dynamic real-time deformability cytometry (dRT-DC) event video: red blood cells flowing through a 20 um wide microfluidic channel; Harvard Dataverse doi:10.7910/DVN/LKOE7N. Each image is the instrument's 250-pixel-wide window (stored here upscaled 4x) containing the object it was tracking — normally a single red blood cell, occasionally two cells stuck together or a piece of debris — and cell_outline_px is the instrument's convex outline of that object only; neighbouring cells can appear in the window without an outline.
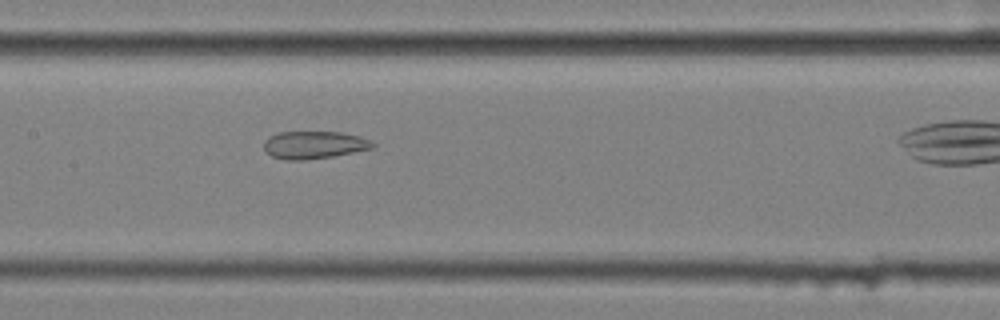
{"species": "common noctule bat (a hibernating species)", "species_latin": "Nyctalus noctula", "temperature_condition": "cold", "stored_images_in_passage": 32, "camera_frame_rate_fps": 3000, "um_per_image_px": 0.085, "animal": {"sex": "female", "body_mass_g": 25.1}, "frame": {"image": 1, "passage_image": 14, "time_ms": 4.333, "image_size_px": [1000, 320], "cell_outline_px": [[376, 148], [332, 156], [304, 160], [284, 160], [272, 156], [264, 148], [264, 140], [268, 136], [276, 132], [340, 132], [360, 136], [372, 140], [376, 144]], "centroid_in_image_um": [26.72, 12.31], "position_along_channel_um": 180.7, "area_um2": 17.69}}
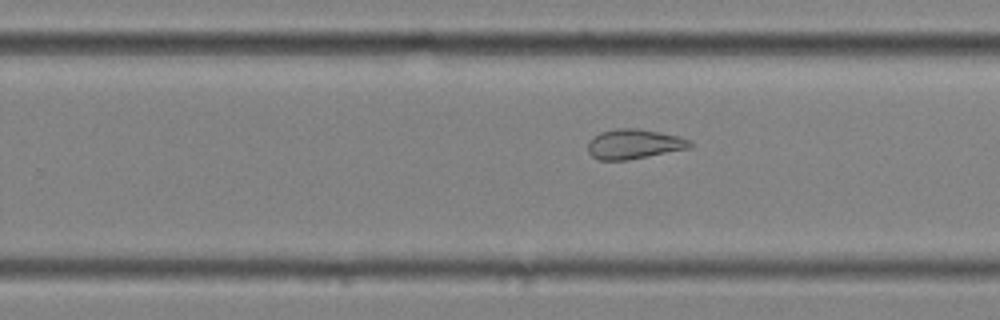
{"frame": {"image": 2, "passage_image": 22, "time_ms": 7.0, "image_size_px": [1000, 320], "cell_outline_px": [[692, 144], [688, 148], [628, 160], [600, 160], [592, 156], [588, 152], [588, 140], [600, 132], [616, 128], [636, 128], [660, 132], [680, 136], [688, 140]], "centroid_in_image_um": [53.84, 12.23], "position_along_channel_um": 276.0, "area_um2": 17.63}}
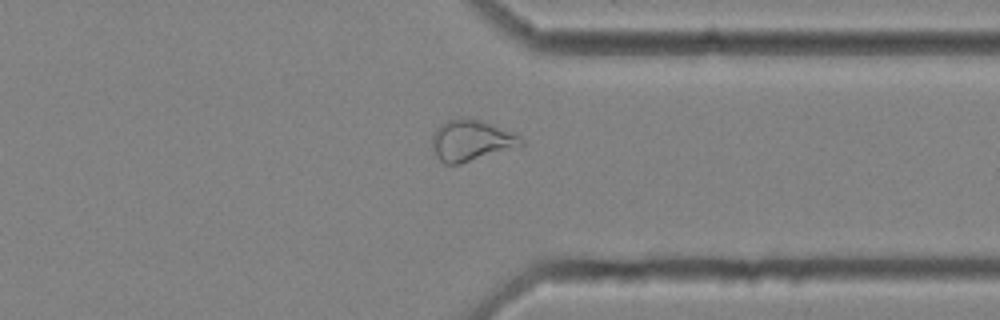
{"frame": {"image": 3, "passage_image": 30, "time_ms": 9.667, "image_size_px": [1000, 320], "cell_outline_px": [[524, 144], [520, 148], [460, 164], [444, 164], [436, 156], [432, 148], [432, 136], [436, 128], [440, 124], [448, 120], [464, 116], [484, 120], [520, 136], [524, 140]], "centroid_in_image_um": [40.09, 11.94], "position_along_channel_um": 371.3, "area_um2": 21.96}}